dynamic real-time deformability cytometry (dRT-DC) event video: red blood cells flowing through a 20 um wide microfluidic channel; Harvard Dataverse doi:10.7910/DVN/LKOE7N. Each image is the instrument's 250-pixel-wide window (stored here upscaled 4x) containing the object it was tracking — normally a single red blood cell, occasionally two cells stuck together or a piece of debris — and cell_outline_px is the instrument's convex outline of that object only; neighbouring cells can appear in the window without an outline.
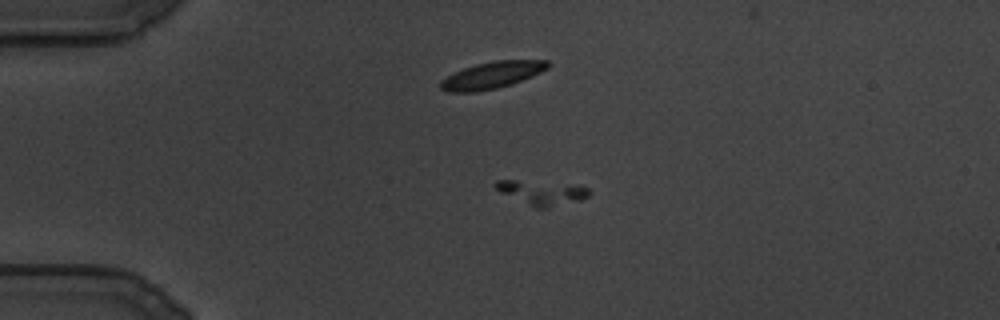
{"species": "common noctule bat (a hibernating species)", "species_latin": "Nyctalus noctula", "temperature_condition": "cold", "stored_images_in_passage": 89, "camera_frame_rate_fps": 3000, "um_per_image_px": 0.085, "animal": {"sex": "male", "body_mass_g": 19.5, "forearm_length_mm": 54.6}, "frame": {"image": 1, "passage_image": 1, "time_ms": 0.0, "image_size_px": [1000, 320], "cell_outline_px": [[592, 192], [588, 196], [580, 200], [548, 208], [536, 208], [500, 192], [492, 184], [496, 180], [516, 180], [580, 184], [588, 188]], "centroid_in_image_um": [46.1, 16.35], "position_along_channel_um": 38.9, "area_um2": 13.47}}
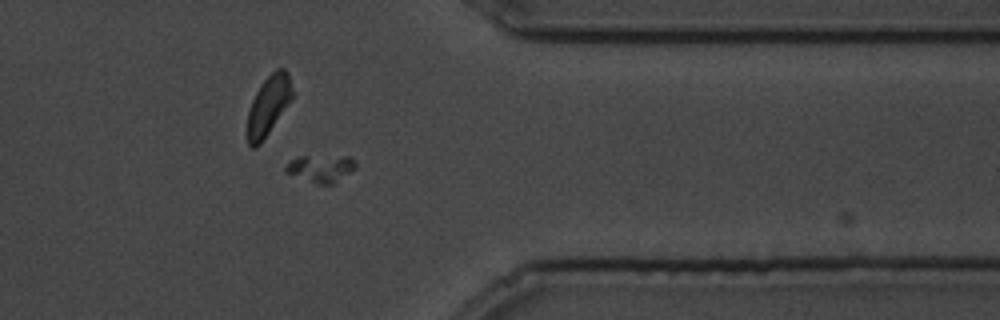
{"frame": {"image": 2, "passage_image": 71, "time_ms": 23.333, "image_size_px": [1000, 320], "cell_outline_px": [[356, 168], [332, 184], [316, 184], [284, 172], [284, 168], [296, 156], [352, 156], [356, 164]], "centroid_in_image_um": [27.27, 14.3], "position_along_channel_um": 384.1, "area_um2": 11.16}}